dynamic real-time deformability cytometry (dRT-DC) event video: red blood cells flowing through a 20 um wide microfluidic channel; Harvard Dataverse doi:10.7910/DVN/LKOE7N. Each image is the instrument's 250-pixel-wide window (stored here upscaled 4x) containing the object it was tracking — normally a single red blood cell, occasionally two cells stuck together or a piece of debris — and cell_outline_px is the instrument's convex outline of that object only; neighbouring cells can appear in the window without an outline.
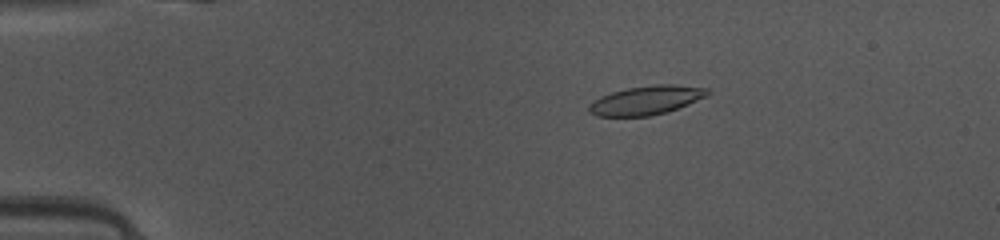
{"species": "common noctule bat (a hibernating species)", "species_latin": "Nyctalus noctula", "temperature_condition": "warm", "stored_images_in_passage": 49, "camera_frame_rate_fps": 3000, "um_per_image_px": 0.085, "animal": {"sex": "female", "body_mass_g": 10.0, "forearm_length_mm": 53.1}, "frame": {"image": 1, "passage_image": 10, "time_ms": 3.0, "image_size_px": [1000, 240], "cell_outline_px": [[712, 92], [708, 96], [668, 112], [648, 116], [596, 116], [588, 112], [588, 104], [592, 100], [600, 96], [612, 92], [628, 88], [656, 84], [676, 84], [708, 88]], "centroid_in_image_um": [54.94, 8.51], "position_along_channel_um": 30.1, "area_um2": 20.23}}
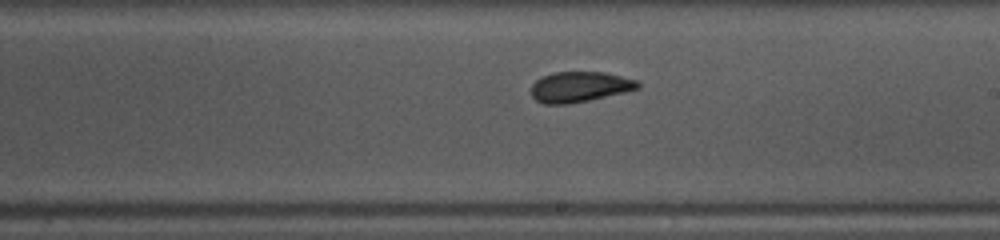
{"frame": {"image": 2, "passage_image": 29, "time_ms": 9.333, "image_size_px": [1000, 240], "cell_outline_px": [[640, 88], [624, 92], [588, 100], [568, 104], [544, 104], [536, 100], [532, 96], [532, 84], [536, 80], [552, 72], [604, 72], [636, 80], [640, 84]], "centroid_in_image_um": [49.25, 7.38], "position_along_channel_um": 239.7, "area_um2": 18.73}}
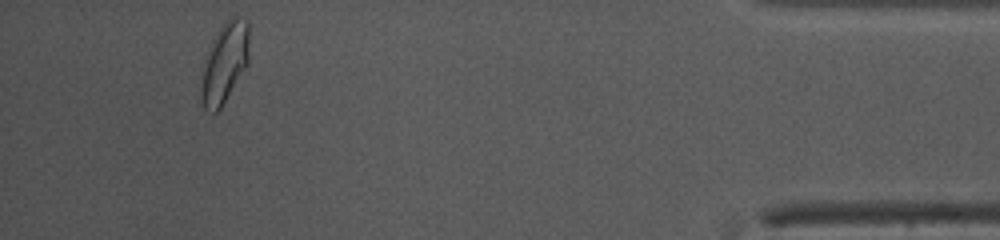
{"frame": {"image": 3, "passage_image": 46, "time_ms": 15.0, "image_size_px": [1000, 240], "cell_outline_px": [[248, 64], [220, 108], [216, 112], [212, 112], [204, 108], [200, 100], [200, 84], [204, 60], [208, 48], [216, 32], [232, 12], [236, 12], [248, 20]], "centroid_in_image_um": [19.08, 5.25], "position_along_channel_um": 416.1, "area_um2": 22.95}, "authors_computed_cell_mechanics": {"area_um2": 19.4786, "velocity_mm_per_s": 4.1346, "shape_relaxation_time_tau1_ms": 3.8933, "shape_relaxation_time_tau2_ms": 1.4409, "deformation_change_tau1": 0.1365, "deformation_change_tau2": 0.0528}}